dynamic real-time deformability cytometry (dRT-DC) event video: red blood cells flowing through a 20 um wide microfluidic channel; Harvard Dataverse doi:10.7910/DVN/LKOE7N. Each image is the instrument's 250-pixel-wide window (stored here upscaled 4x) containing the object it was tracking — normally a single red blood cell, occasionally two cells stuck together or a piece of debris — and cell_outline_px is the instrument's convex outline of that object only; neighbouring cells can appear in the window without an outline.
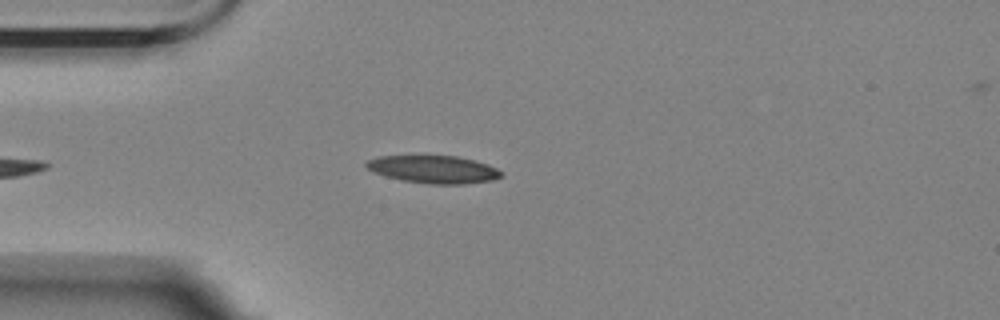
{"species": "Egyptian fruit bat (a non-hibernating species)", "species_latin": "Rousettus aegyptiacus", "temperature_condition": "room temperature", "stored_images_in_passage": 52, "camera_frame_rate_fps": 3000, "um_per_image_px": 0.085, "animal": {"sex": "female"}, "frame": {"image": 1, "passage_image": 10, "time_ms": 3.0, "image_size_px": [1000, 320], "cell_outline_px": [[504, 176], [492, 180], [464, 184], [428, 184], [400, 180], [372, 172], [364, 164], [368, 160], [380, 156], [456, 156], [488, 164], [504, 172]], "centroid_in_image_um": [36.87, 14.4], "position_along_channel_um": 48.1, "area_um2": 21.79}}
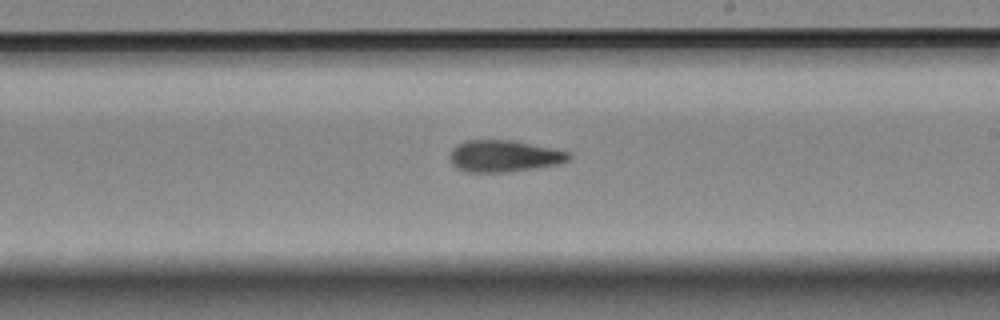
{"frame": {"image": 2, "passage_image": 28, "time_ms": 9.0, "image_size_px": [1000, 320], "cell_outline_px": [[572, 156], [568, 160], [556, 164], [508, 172], [464, 172], [456, 168], [448, 160], [448, 156], [452, 148], [456, 144], [464, 140], [512, 140], [556, 148], [568, 152]], "centroid_in_image_um": [42.77, 13.25], "position_along_channel_um": 246.2, "area_um2": 22.25}}
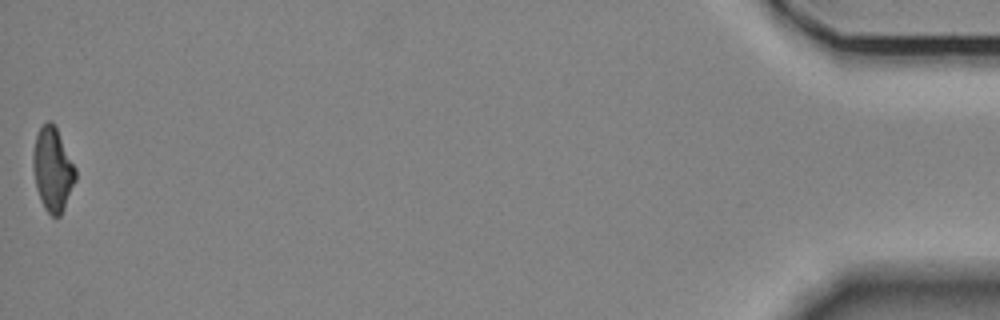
{"frame": {"image": 3, "passage_image": 52, "time_ms": 17.0, "image_size_px": [1000, 320], "cell_outline_px": [[76, 180], [64, 208], [60, 216], [52, 216], [44, 208], [40, 200], [36, 188], [32, 168], [32, 152], [36, 136], [40, 128], [48, 120], [52, 120], [76, 168]], "centroid_in_image_um": [4.46, 14.4], "position_along_channel_um": 430.7, "area_um2": 20.75}, "authors_computed_cell_mechanics": {"area_um2": 21.2415, "velocity_mm_per_s": 3.4968, "shape_relaxation_time_tau1_ms": null, "shape_relaxation_time_tau2_ms": 4.3326, "deformation_change_tau1": null, "deformation_change_tau2": 0.1386}}